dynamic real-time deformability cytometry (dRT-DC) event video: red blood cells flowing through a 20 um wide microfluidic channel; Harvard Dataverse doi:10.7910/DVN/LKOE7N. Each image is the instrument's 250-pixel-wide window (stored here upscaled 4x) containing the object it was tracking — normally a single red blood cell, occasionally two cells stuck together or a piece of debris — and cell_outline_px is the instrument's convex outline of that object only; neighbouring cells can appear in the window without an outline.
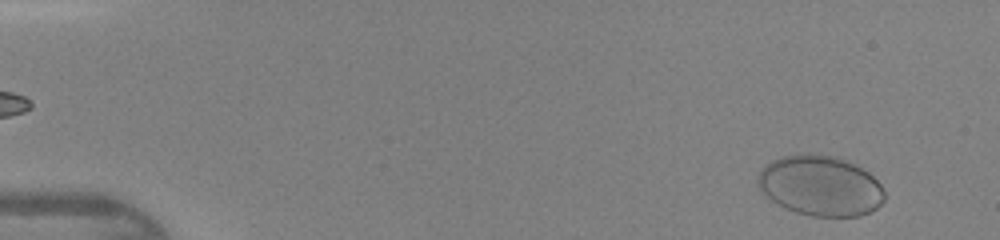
{"species": "human", "species_latin": "Homo sapiens", "temperature_condition": "warm", "stored_images_in_passage": 44, "camera_frame_rate_fps": 3000, "um_per_image_px": 0.085, "donor": {"sex": "female"}, "frame": {"image": 1, "passage_image": 2, "time_ms": 0.333, "image_size_px": [1000, 240], "cell_outline_px": [[884, 200], [876, 208], [860, 216], [812, 216], [796, 212], [772, 200], [760, 188], [760, 172], [772, 160], [780, 156], [808, 152], [836, 156], [868, 172], [880, 184], [884, 192]], "centroid_in_image_um": [69.76, 15.77], "position_along_channel_um": 15.2, "area_um2": 43.87}}
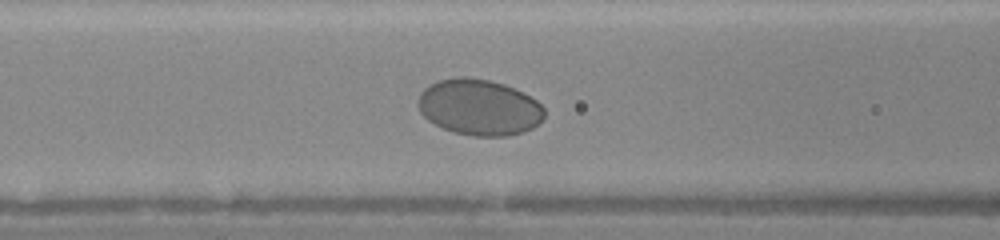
{"frame": {"image": 2, "passage_image": 18, "time_ms": 5.667, "image_size_px": [1000, 240], "cell_outline_px": [[544, 116], [532, 128], [524, 132], [508, 136], [472, 136], [452, 132], [428, 120], [420, 112], [420, 92], [428, 84], [440, 80], [460, 76], [464, 76], [488, 80], [504, 84], [524, 92], [536, 100], [544, 108]], "centroid_in_image_um": [40.74, 9.12], "position_along_channel_um": 125.9, "area_um2": 41.15}}
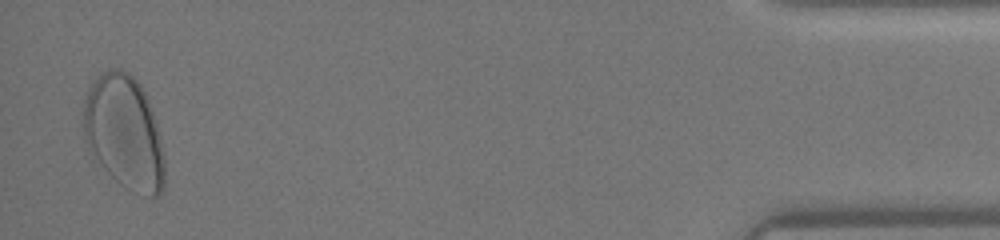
{"frame": {"image": 3, "passage_image": 43, "time_ms": 14.0, "image_size_px": [1000, 240], "cell_outline_px": [[164, 188], [156, 196], [148, 196], [132, 192], [124, 188], [92, 160], [84, 140], [84, 100], [96, 76], [100, 72], [112, 68], [120, 68], [128, 72], [140, 84], [148, 100], [156, 120], [164, 156]], "centroid_in_image_um": [10.54, 11.28], "position_along_channel_um": 424.7, "area_um2": 54.51}}